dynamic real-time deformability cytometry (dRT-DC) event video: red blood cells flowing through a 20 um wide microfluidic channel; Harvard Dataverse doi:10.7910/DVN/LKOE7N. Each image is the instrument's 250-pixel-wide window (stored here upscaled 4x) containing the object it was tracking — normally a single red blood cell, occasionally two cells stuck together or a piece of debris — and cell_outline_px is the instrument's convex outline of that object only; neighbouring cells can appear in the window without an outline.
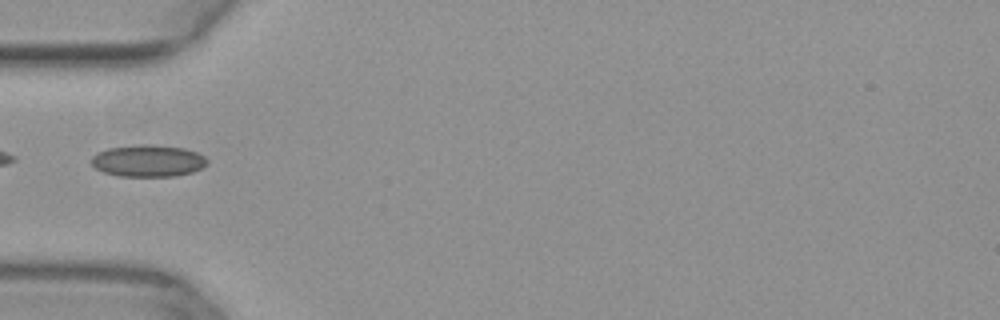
{"species": "common noctule bat (a hibernating species)", "species_latin": "Nyctalus noctula", "temperature_condition": "warm", "stored_images_in_passage": 23, "camera_frame_rate_fps": 3000, "um_per_image_px": 0.085, "animal": {"sex": "female", "body_mass_g": 29.2, "forearm_length_mm": 56.3}, "frame": {"image": 1, "passage_image": 1, "time_ms": 0.0, "image_size_px": [1000, 320], "cell_outline_px": [[208, 164], [192, 172], [176, 176], [120, 176], [104, 172], [96, 168], [92, 164], [92, 156], [108, 148], [140, 144], [156, 144], [184, 148], [196, 152], [204, 156], [208, 160]], "centroid_in_image_um": [12.62, 13.66], "position_along_channel_um": 72.4, "area_um2": 21.5}}
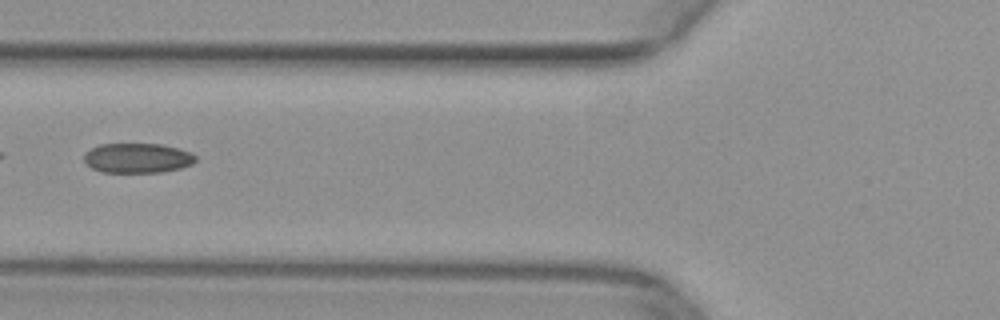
{"frame": {"image": 2, "passage_image": 4, "time_ms": 1.0, "image_size_px": [1000, 320], "cell_outline_px": [[196, 160], [192, 164], [180, 168], [164, 172], [100, 172], [92, 168], [84, 160], [84, 156], [92, 148], [100, 144], [160, 144], [192, 152], [196, 156]], "centroid_in_image_um": [11.71, 13.44], "position_along_channel_um": 114.1, "area_um2": 19.25}}